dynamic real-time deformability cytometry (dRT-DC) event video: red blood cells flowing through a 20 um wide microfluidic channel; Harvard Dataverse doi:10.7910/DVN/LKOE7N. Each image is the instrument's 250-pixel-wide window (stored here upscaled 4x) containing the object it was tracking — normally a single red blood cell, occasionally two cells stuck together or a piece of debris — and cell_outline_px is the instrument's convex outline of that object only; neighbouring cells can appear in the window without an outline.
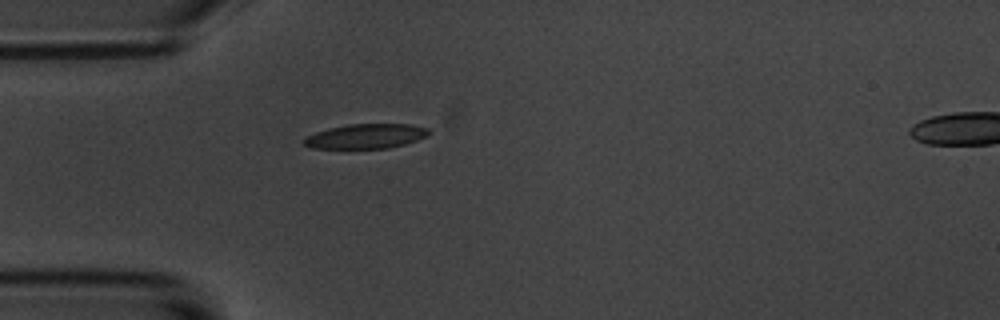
{"species": "common noctule bat (a hibernating species)", "species_latin": "Nyctalus noctula", "temperature_condition": "room temperature", "stored_images_in_passage": 42, "camera_frame_rate_fps": 3000, "um_per_image_px": 0.085, "animal": {"sex": "male", "body_mass_g": 20.1, "forearm_length_mm": 53.5}, "frame": {"image": 1, "passage_image": 1, "time_ms": 0.0, "image_size_px": [1000, 320], "cell_outline_px": [[428, 136], [404, 144], [388, 148], [312, 148], [304, 144], [304, 140], [308, 136], [316, 132], [328, 128], [348, 124], [412, 124], [428, 128]], "centroid_in_image_um": [31.12, 11.57], "position_along_channel_um": 53.9, "area_um2": 17.74}}
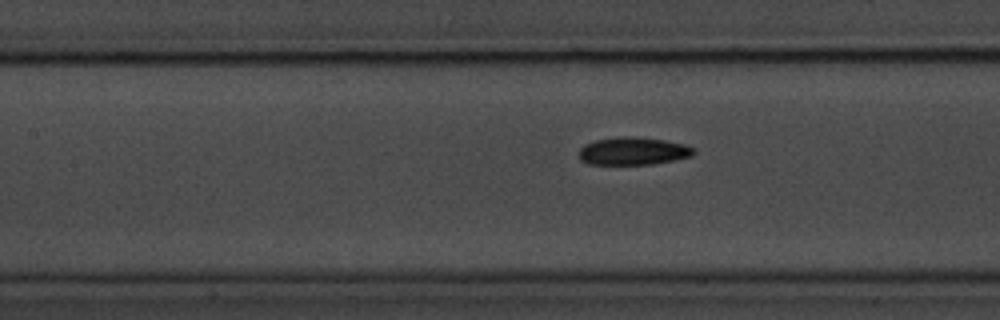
{"frame": {"image": 2, "passage_image": 10, "time_ms": 3.0, "image_size_px": [1000, 320], "cell_outline_px": [[696, 152], [692, 156], [676, 160], [652, 164], [588, 164], [580, 160], [580, 148], [584, 144], [592, 140], [620, 136], [632, 136], [664, 140], [688, 144]], "centroid_in_image_um": [53.82, 12.83], "position_along_channel_um": 153.6, "area_um2": 18.79}}
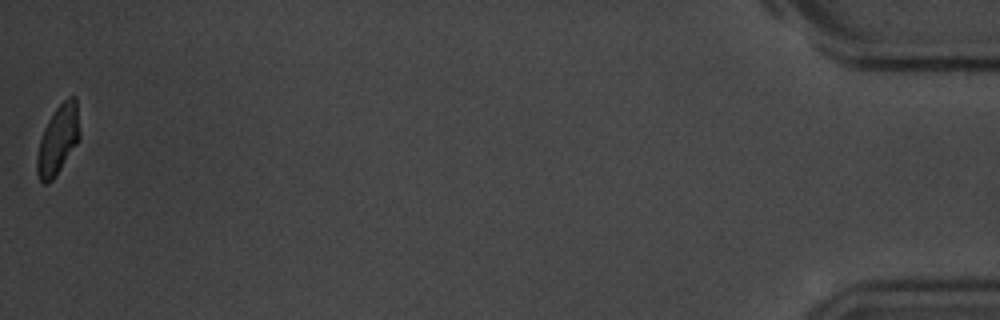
{"frame": {"image": 3, "passage_image": 42, "time_ms": 13.667, "image_size_px": [1000, 320], "cell_outline_px": [[80, 136], [76, 144], [52, 180], [48, 184], [44, 184], [40, 180], [36, 172], [36, 156], [40, 140], [44, 128], [48, 120], [56, 108], [68, 96], [76, 96], [80, 132]], "centroid_in_image_um": [4.92, 11.87], "position_along_channel_um": 430.3, "area_um2": 17.05}, "authors_computed_cell_mechanics": {"area_um2": 18.2648, "velocity_mm_per_s": 3.5023, "shape_relaxation_time_tau1_ms": 3.9747, "shape_relaxation_time_tau2_ms": 5.2345, "deformation_change_tau1": 0.1287, "deformation_change_tau2": 0.1115}}